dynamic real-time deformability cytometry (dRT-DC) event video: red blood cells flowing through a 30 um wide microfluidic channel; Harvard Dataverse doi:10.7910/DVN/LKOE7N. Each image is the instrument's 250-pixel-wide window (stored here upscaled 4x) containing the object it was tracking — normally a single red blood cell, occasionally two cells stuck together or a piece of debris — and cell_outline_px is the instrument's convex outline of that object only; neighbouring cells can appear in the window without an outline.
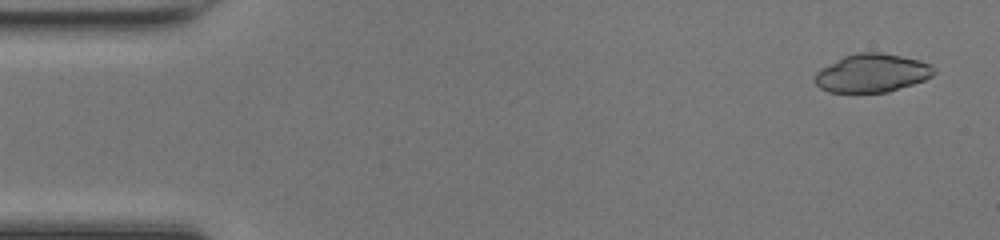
{"species": "common noctule bat (a hibernating species)", "species_latin": "Nyctalus noctula", "temperature_condition": "room temperature", "stored_images_in_passage": 10, "camera_frame_rate_fps": 3000, "um_per_image_px": 0.085, "animal": {"sex": "female", "body_mass_g": 17.0, "forearm_length_mm": 48.0}, "frame": {"image": 1, "passage_image": 2, "time_ms": 0.333, "image_size_px": [1000, 240], "cell_outline_px": [[936, 72], [932, 76], [924, 80], [888, 92], [828, 92], [820, 88], [812, 80], [816, 72], [820, 68], [844, 56], [856, 52], [880, 52], [920, 60], [932, 64], [936, 68]], "centroid_in_image_um": [74.11, 6.21], "position_along_channel_um": 10.9, "area_um2": 26.82}}